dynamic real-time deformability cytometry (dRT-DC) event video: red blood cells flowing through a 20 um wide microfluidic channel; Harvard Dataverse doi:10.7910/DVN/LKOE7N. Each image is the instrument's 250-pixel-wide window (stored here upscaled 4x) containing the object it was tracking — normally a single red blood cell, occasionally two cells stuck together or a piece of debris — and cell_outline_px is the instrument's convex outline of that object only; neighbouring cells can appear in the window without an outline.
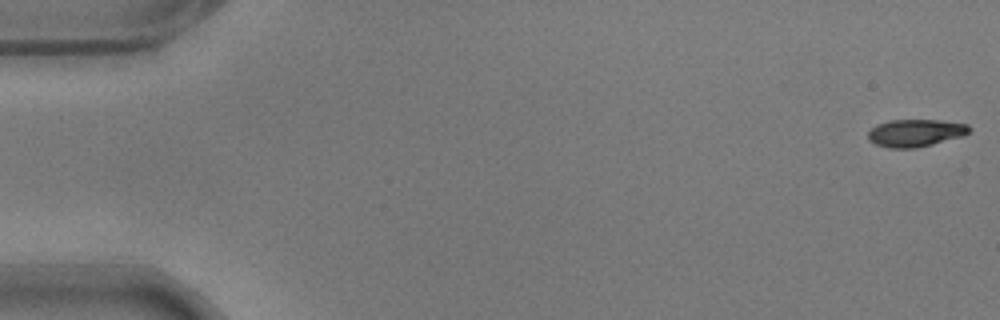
{"species": "common noctule bat (a hibernating species)", "species_latin": "Nyctalus noctula", "temperature_condition": "warm", "stored_images_in_passage": 51, "camera_frame_rate_fps": 3000, "um_per_image_px": 0.085, "animal": {"sex": "male", "body_mass_g": 17.9}, "frame": {"image": 1, "passage_image": 1, "time_ms": 0.0, "image_size_px": [1000, 320], "cell_outline_px": [[972, 128], [968, 132], [960, 136], [932, 144], [916, 148], [888, 148], [876, 144], [868, 140], [868, 132], [876, 124], [888, 120], [940, 120], [968, 124]], "centroid_in_image_um": [77.78, 11.29], "position_along_channel_um": 7.2, "area_um2": 16.13}}
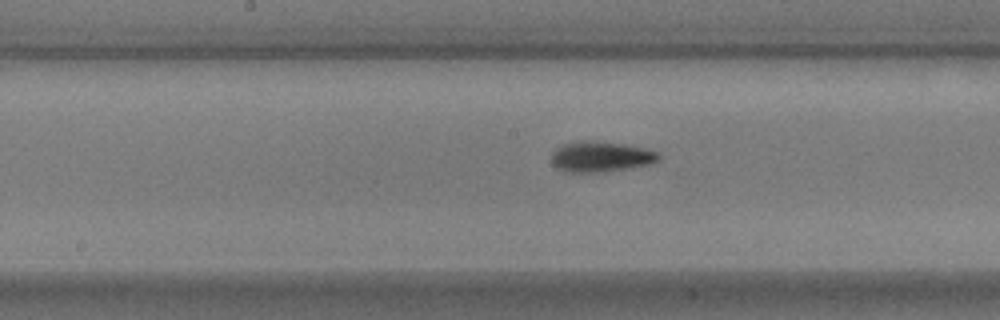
{"frame": {"image": 2, "passage_image": 29, "time_ms": 9.333, "image_size_px": [1000, 320], "cell_outline_px": [[664, 156], [660, 160], [652, 164], [604, 172], [564, 172], [556, 168], [552, 164], [552, 152], [556, 148], [564, 144], [580, 140], [584, 140], [624, 144], [644, 148], [660, 152]], "centroid_in_image_um": [51.11, 13.32], "position_along_channel_um": 197.1, "area_um2": 19.36}}
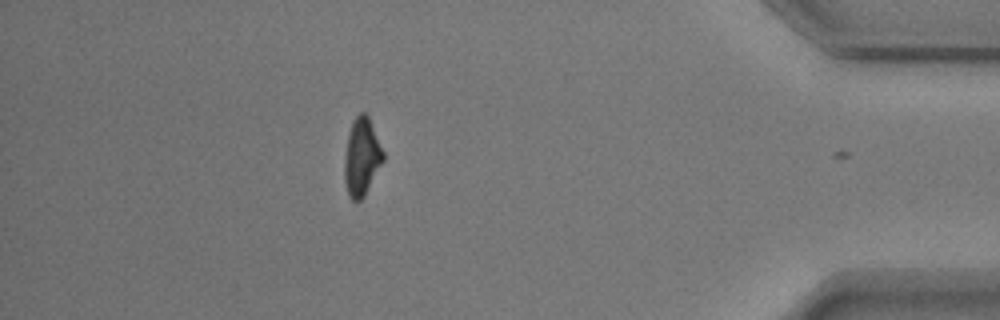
{"frame": {"image": 3, "passage_image": 50, "time_ms": 16.333, "image_size_px": [1000, 320], "cell_outline_px": [[384, 160], [364, 196], [360, 200], [352, 200], [348, 196], [344, 180], [344, 160], [348, 132], [352, 120], [360, 112], [364, 112], [368, 116], [384, 152]], "centroid_in_image_um": [30.73, 13.33], "position_along_channel_um": 404.5, "area_um2": 17.57}, "authors_computed_cell_mechanics": {"area_um2": 17.5134, "velocity_mm_per_s": 3.5946, "shape_relaxation_time_tau1_ms": 3.5253, "shape_relaxation_time_tau2_ms": 4.1814, "deformation_change_tau1": 0.1689, "deformation_change_tau2": 0.1188}}